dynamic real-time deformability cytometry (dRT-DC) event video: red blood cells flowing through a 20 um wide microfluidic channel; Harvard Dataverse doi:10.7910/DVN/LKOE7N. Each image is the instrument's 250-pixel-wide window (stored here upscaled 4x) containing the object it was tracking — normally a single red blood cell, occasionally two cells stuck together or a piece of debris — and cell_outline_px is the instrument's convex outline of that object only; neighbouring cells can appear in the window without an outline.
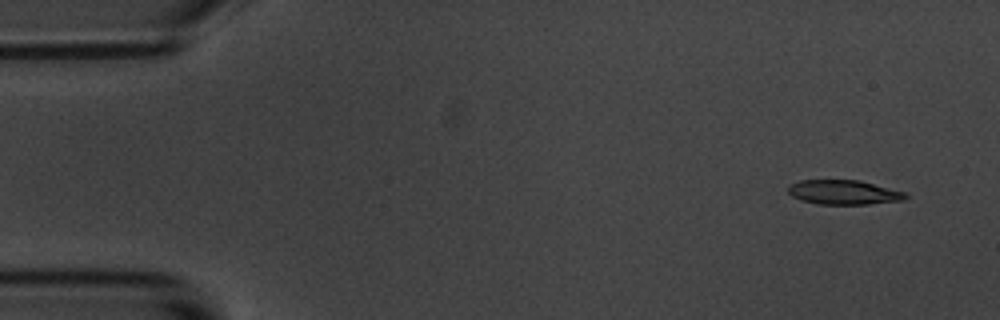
{"species": "common noctule bat (a hibernating species)", "species_latin": "Nyctalus noctula", "temperature_condition": "room temperature", "stored_images_in_passage": 10, "camera_frame_rate_fps": 3000, "um_per_image_px": 0.085, "animal": {"sex": "male", "body_mass_g": 20.1, "forearm_length_mm": 53.5}, "frame": {"image": 1, "passage_image": 1, "time_ms": 0.0, "image_size_px": [1000, 320], "cell_outline_px": [[908, 196], [904, 200], [868, 204], [820, 204], [800, 200], [792, 196], [788, 192], [788, 184], [800, 180], [860, 180], [908, 192]], "centroid_in_image_um": [71.74, 16.34], "position_along_channel_um": 13.3, "area_um2": 16.94}}
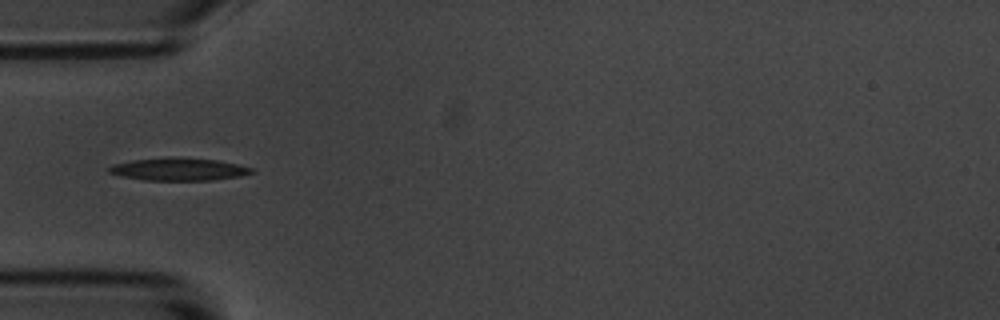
{"frame": {"image": 2, "passage_image": 5, "time_ms": 4.667, "image_size_px": [1000, 320], "cell_outline_px": [[252, 172], [240, 176], [212, 180], [144, 180], [120, 176], [108, 172], [108, 168], [112, 164], [132, 160], [164, 156], [180, 156], [220, 160], [252, 168]], "centroid_in_image_um": [15.13, 14.36], "position_along_channel_um": 69.9, "area_um2": 19.13}}
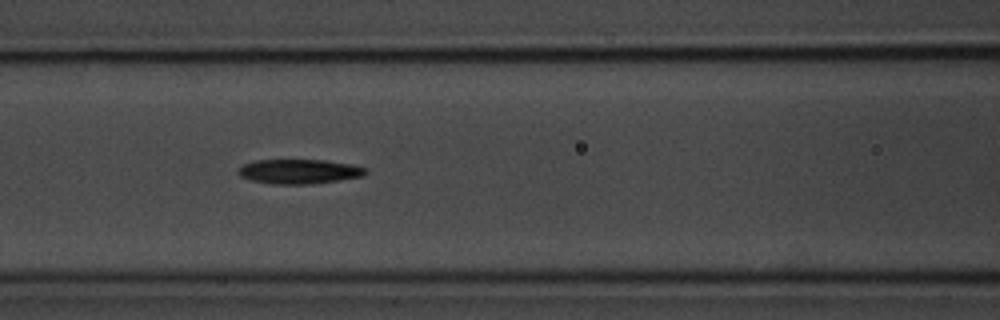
{"frame": {"image": 3, "passage_image": 7, "time_ms": 6.667, "image_size_px": [1000, 320], "cell_outline_px": [[368, 172], [360, 176], [336, 180], [308, 184], [272, 184], [252, 180], [240, 176], [236, 172], [244, 164], [256, 160], [324, 160], [352, 164], [368, 168]], "centroid_in_image_um": [25.42, 14.57], "position_along_channel_um": 141.2, "area_um2": 18.03}}